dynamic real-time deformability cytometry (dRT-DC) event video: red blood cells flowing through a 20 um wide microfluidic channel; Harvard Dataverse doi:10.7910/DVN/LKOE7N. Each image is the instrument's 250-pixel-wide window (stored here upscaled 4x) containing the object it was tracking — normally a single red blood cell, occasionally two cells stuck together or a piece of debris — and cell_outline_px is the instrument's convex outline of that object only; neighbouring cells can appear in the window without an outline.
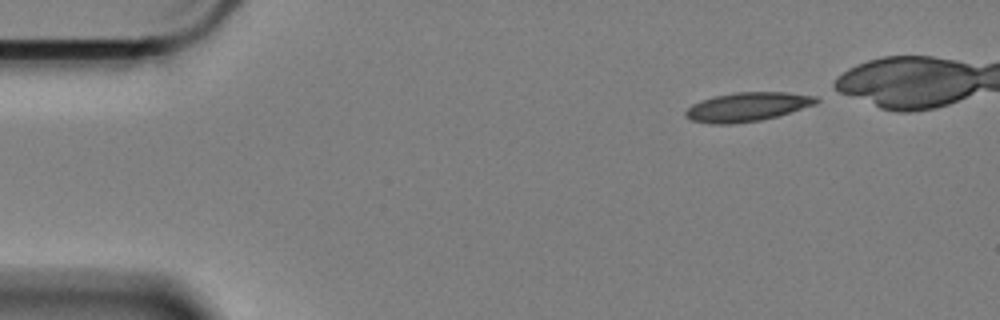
{"species": "Egyptian fruit bat (a non-hibernating species)", "species_latin": "Rousettus aegyptiacus", "temperature_condition": "cold", "stored_images_in_passage": 23, "camera_frame_rate_fps": 3000, "um_per_image_px": 0.085, "animal": {"sex": "female"}, "frame": {"image": 1, "passage_image": 1, "time_ms": 0.0, "image_size_px": [1000, 320], "cell_outline_px": [[820, 100], [816, 104], [776, 116], [760, 120], [732, 124], [712, 124], [692, 120], [684, 116], [684, 112], [692, 104], [716, 96], [736, 92], [788, 92], [816, 96]], "centroid_in_image_um": [63.53, 9.08], "position_along_channel_um": 21.5, "area_um2": 21.85}}
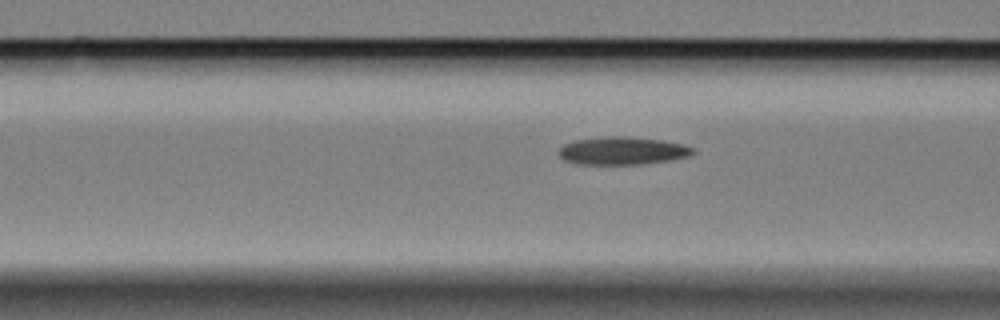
{"frame": {"image": 2, "passage_image": 16, "time_ms": 5.0, "image_size_px": [1000, 320], "cell_outline_px": [[696, 152], [688, 156], [668, 160], [640, 164], [576, 164], [564, 160], [556, 152], [564, 144], [576, 140], [604, 136], [632, 136], [660, 140], [680, 144], [692, 148]], "centroid_in_image_um": [52.84, 12.81], "position_along_channel_um": 113.8, "area_um2": 21.68}}
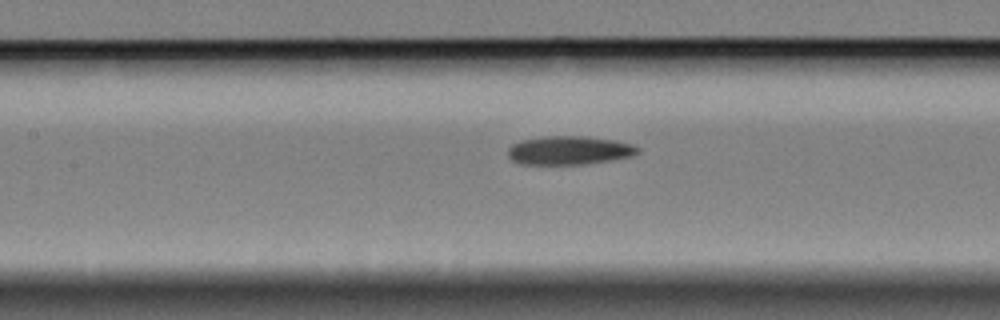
{"frame": {"image": 3, "passage_image": 20, "time_ms": 6.333, "image_size_px": [1000, 320], "cell_outline_px": [[640, 152], [628, 156], [608, 160], [584, 164], [520, 164], [512, 160], [508, 156], [508, 148], [512, 144], [520, 140], [544, 136], [584, 136], [612, 140], [632, 144], [640, 148]], "centroid_in_image_um": [48.32, 12.77], "position_along_channel_um": 159.1, "area_um2": 21.5}}